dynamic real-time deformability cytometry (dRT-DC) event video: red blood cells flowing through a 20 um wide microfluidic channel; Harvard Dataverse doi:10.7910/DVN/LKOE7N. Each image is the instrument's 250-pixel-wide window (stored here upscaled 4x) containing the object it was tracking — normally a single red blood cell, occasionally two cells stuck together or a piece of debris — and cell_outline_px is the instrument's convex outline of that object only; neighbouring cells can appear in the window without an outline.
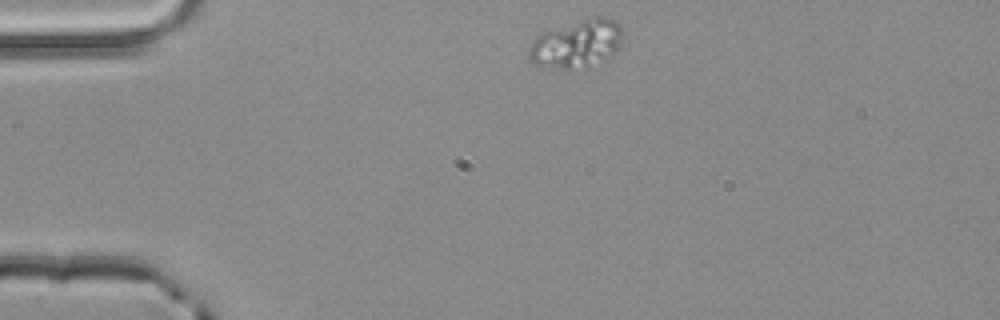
{"species": "common noctule bat (a hibernating species)", "species_latin": "Nyctalus noctula", "temperature_condition": "room temperature", "stored_images_in_passage": 4, "camera_frame_rate_fps": 3000, "um_per_image_px": 0.085, "animal": {"sex": "male", "body_mass_g": 20.4}, "frame": {"image": 1, "passage_image": 4, "time_ms": 1.0, "image_size_px": [1000, 320], "cell_outline_px": [[620, 40], [616, 52], [608, 60], [572, 68], [540, 68], [532, 64], [528, 60], [528, 48], [532, 40], [540, 32], [596, 16], [604, 16], [616, 20], [620, 24]], "centroid_in_image_um": [48.95, 3.73], "position_along_channel_um": 36.0, "area_um2": 26.36}}